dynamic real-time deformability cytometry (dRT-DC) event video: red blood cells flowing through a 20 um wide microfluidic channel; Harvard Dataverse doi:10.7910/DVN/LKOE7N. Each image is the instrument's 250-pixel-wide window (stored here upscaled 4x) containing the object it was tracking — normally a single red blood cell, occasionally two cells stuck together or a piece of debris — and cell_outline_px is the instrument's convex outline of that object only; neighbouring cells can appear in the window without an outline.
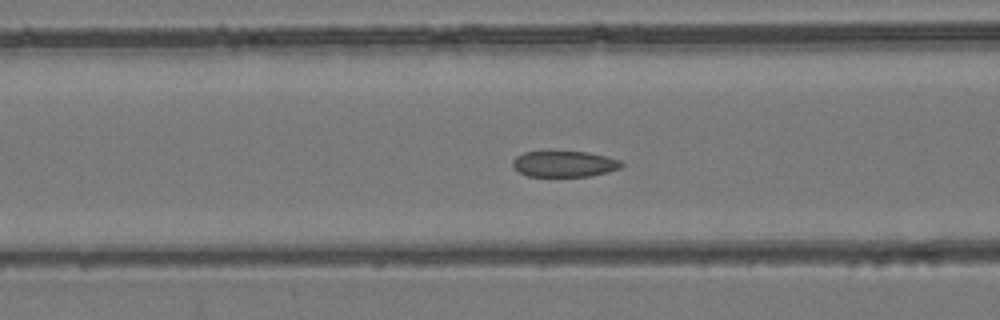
{"species": "common noctule bat (a hibernating species)", "species_latin": "Nyctalus noctula", "temperature_condition": "room temperature", "stored_images_in_passage": 53, "camera_frame_rate_fps": 3000, "um_per_image_px": 0.085, "animal": {"sex": "female", "body_mass_g": 24.6, "forearm_length_mm": 56.2}, "frame": {"image": 1, "passage_image": 21, "time_ms": 6.667, "image_size_px": [1000, 320], "cell_outline_px": [[624, 164], [620, 168], [608, 172], [588, 176], [528, 176], [520, 172], [512, 164], [512, 160], [516, 156], [524, 152], [588, 152], [608, 156], [620, 160]], "centroid_in_image_um": [48.0, 13.93], "position_along_channel_um": 118.6, "area_um2": 16.36}}
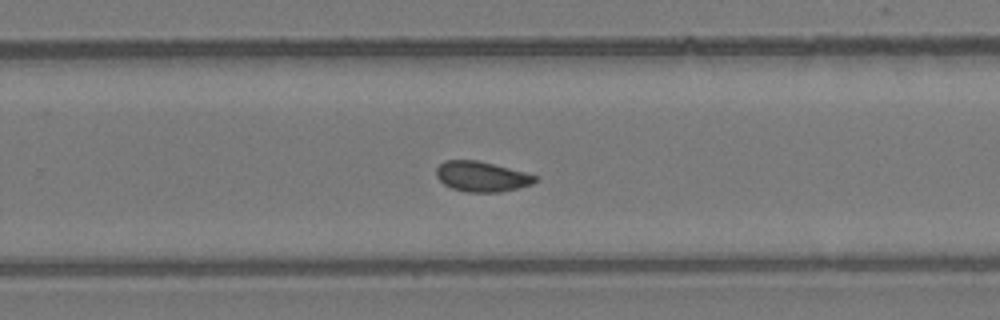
{"frame": {"image": 2, "passage_image": 34, "time_ms": 11.0, "image_size_px": [1000, 320], "cell_outline_px": [[540, 180], [532, 184], [520, 188], [500, 192], [468, 192], [452, 188], [444, 184], [436, 176], [436, 168], [444, 160], [476, 160], [524, 172], [536, 176]], "centroid_in_image_um": [40.95, 15.01], "position_along_channel_um": 288.9, "area_um2": 17.34}}
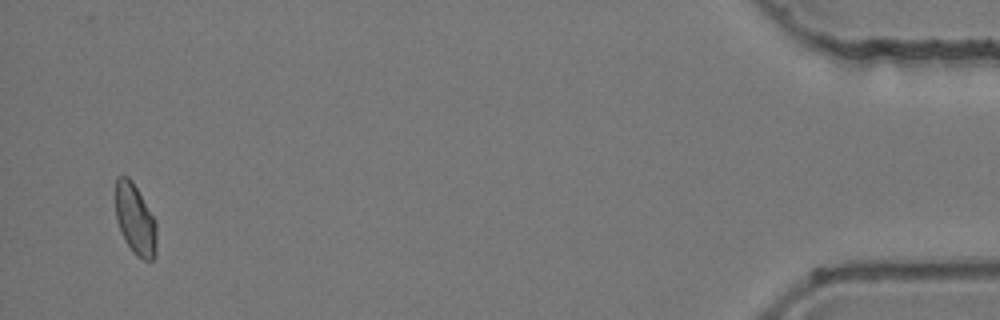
{"frame": {"image": 3, "passage_image": 51, "time_ms": 16.667, "image_size_px": [1000, 320], "cell_outline_px": [[156, 256], [152, 260], [144, 260], [136, 256], [132, 252], [124, 240], [116, 220], [116, 176], [128, 176], [132, 180], [156, 220]], "centroid_in_image_um": [11.5, 18.67], "position_along_channel_um": 423.7, "area_um2": 17.17}, "authors_computed_cell_mechanics": {"area_um2": 17.7446, "velocity_mm_per_s": 3.9322, "shape_relaxation_time_tau1_ms": null, "shape_relaxation_time_tau2_ms": 2.9976, "deformation_change_tau1": null, "deformation_change_tau2": 0.0483}}